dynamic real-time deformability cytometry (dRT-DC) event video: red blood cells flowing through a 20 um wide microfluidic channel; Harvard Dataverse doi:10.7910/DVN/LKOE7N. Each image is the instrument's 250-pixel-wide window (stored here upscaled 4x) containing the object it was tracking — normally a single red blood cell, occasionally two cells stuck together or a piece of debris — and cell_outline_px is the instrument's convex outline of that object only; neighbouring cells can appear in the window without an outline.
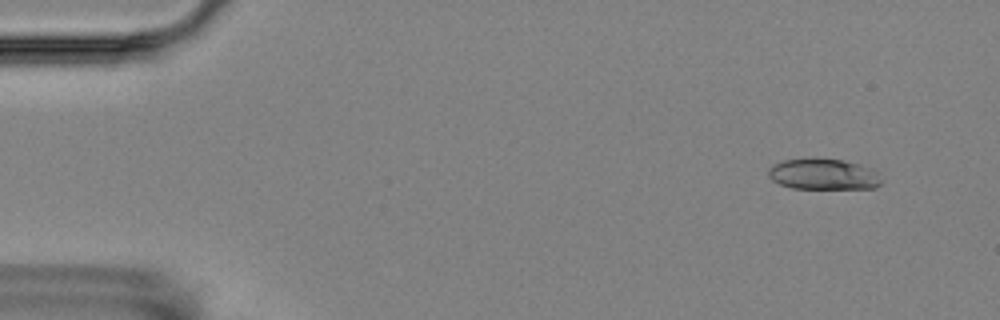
{"species": "Egyptian fruit bat (a non-hibernating species)", "species_latin": "Rousettus aegyptiacus", "temperature_condition": "room temperature", "stored_images_in_passage": 5, "camera_frame_rate_fps": 3000, "um_per_image_px": 0.085, "animal": {"sex": "female"}, "frame": {"image": 1, "passage_image": 2, "time_ms": 1.0, "image_size_px": [1000, 320], "cell_outline_px": [[880, 184], [876, 188], [792, 188], [780, 184], [772, 180], [768, 176], [768, 168], [772, 164], [784, 160], [816, 156], [844, 160], [860, 164], [876, 172], [880, 180]], "centroid_in_image_um": [69.92, 14.77], "position_along_channel_um": 15.1, "area_um2": 20.69}}